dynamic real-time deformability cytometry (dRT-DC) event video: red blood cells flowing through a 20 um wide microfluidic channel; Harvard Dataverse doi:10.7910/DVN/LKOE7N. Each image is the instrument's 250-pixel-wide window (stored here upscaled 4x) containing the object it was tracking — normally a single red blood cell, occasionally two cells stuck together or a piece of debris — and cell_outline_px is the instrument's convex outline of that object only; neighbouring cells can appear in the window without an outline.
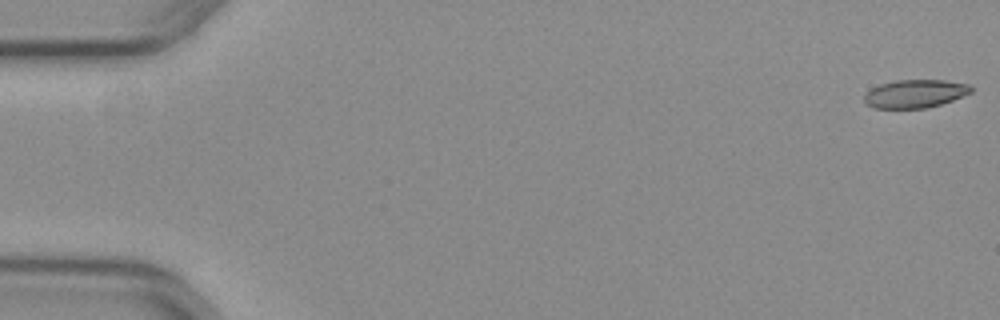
{"species": "common noctule bat (a hibernating species)", "species_latin": "Nyctalus noctula", "temperature_condition": "warm", "stored_images_in_passage": 9, "camera_frame_rate_fps": 3000, "um_per_image_px": 0.085, "animal": {"sex": "female", "body_mass_g": 29.2, "forearm_length_mm": 56.3}, "frame": {"image": 1, "passage_image": 1, "time_ms": 0.0, "image_size_px": [1000, 320], "cell_outline_px": [[972, 92], [952, 100], [940, 104], [924, 108], [872, 108], [864, 100], [864, 96], [872, 88], [880, 84], [896, 80], [944, 80], [972, 84]], "centroid_in_image_um": [77.81, 7.95], "position_along_channel_um": 7.2, "area_um2": 17.46}}